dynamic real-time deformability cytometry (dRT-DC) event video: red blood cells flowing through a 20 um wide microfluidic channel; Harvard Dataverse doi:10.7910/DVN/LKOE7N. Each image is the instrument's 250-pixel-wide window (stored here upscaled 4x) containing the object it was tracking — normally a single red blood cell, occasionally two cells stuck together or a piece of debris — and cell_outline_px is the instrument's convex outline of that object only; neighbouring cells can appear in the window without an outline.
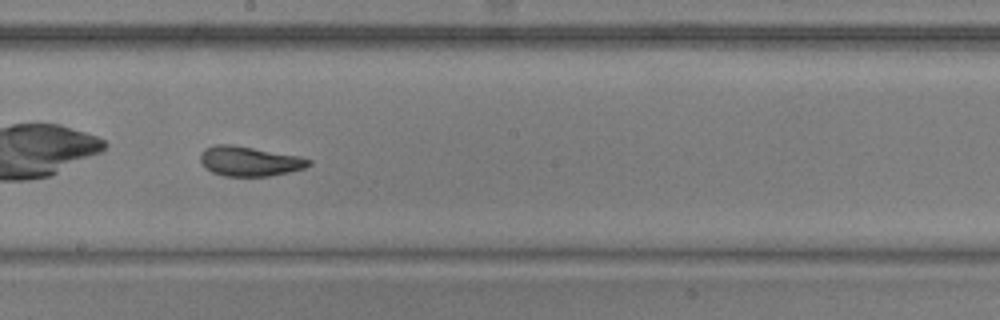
{"species": "common noctule bat (a hibernating species)", "species_latin": "Nyctalus noctula", "temperature_condition": "warm", "stored_images_in_passage": 37, "camera_frame_rate_fps": 3000, "um_per_image_px": 0.085, "animal": {"sex": "male", "body_mass_g": 20.5, "forearm_length_mm": 52.5}, "frame": {"image": 1, "passage_image": 16, "time_ms": 5.0, "image_size_px": [1000, 320], "cell_outline_px": [[312, 164], [304, 168], [288, 172], [268, 176], [224, 176], [212, 172], [204, 168], [200, 160], [200, 152], [204, 148], [212, 144], [232, 144], [300, 156], [312, 160]], "centroid_in_image_um": [21.17, 13.69], "position_along_channel_um": 227.0, "area_um2": 19.02}, "authors_computed_cell_mechanics": {"area_um2": 19.074, "velocity_mm_per_s": 3.8734, "shape_relaxation_time_tau1_ms": 3.8032, "shape_relaxation_time_tau2_ms": 1.6276, "deformation_change_tau1": 0.1494, "deformation_change_tau2": 0.0819}}